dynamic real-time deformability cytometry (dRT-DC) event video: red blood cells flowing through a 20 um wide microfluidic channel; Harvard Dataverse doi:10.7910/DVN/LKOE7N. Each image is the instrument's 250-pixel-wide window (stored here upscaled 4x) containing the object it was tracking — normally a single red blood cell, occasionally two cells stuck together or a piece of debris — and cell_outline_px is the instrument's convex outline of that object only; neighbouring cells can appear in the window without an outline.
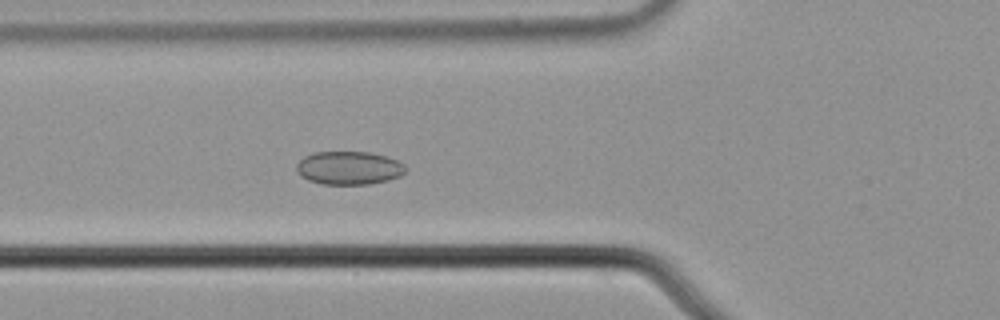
{"species": "common noctule bat (a hibernating species)", "species_latin": "Nyctalus noctula", "temperature_condition": "cold", "stored_images_in_passage": 49, "camera_frame_rate_fps": 3000, "um_per_image_px": 0.085, "animal": {"sex": "male", "body_mass_g": 21.5, "forearm_length_mm": 52.0}, "frame": {"image": 1, "passage_image": 19, "time_ms": 6.0, "image_size_px": [1000, 320], "cell_outline_px": [[408, 168], [400, 176], [388, 180], [368, 184], [320, 184], [308, 180], [300, 176], [296, 172], [296, 164], [304, 156], [312, 152], [368, 152], [388, 156], [404, 164]], "centroid_in_image_um": [29.64, 14.27], "position_along_channel_um": 96.2, "area_um2": 21.39}}
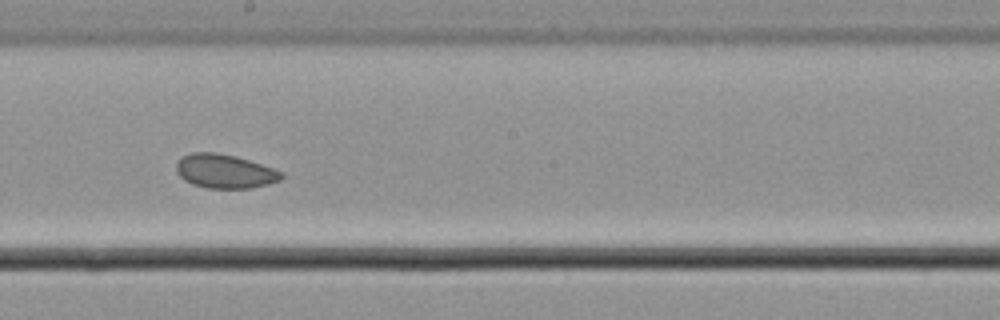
{"frame": {"image": 2, "passage_image": 30, "time_ms": 9.667, "image_size_px": [1000, 320], "cell_outline_px": [[284, 176], [280, 180], [268, 184], [252, 188], [208, 188], [192, 184], [184, 180], [176, 172], [176, 164], [184, 156], [192, 152], [216, 152], [236, 156], [284, 172]], "centroid_in_image_um": [19.11, 14.56], "position_along_channel_um": 229.1, "area_um2": 20.75}}
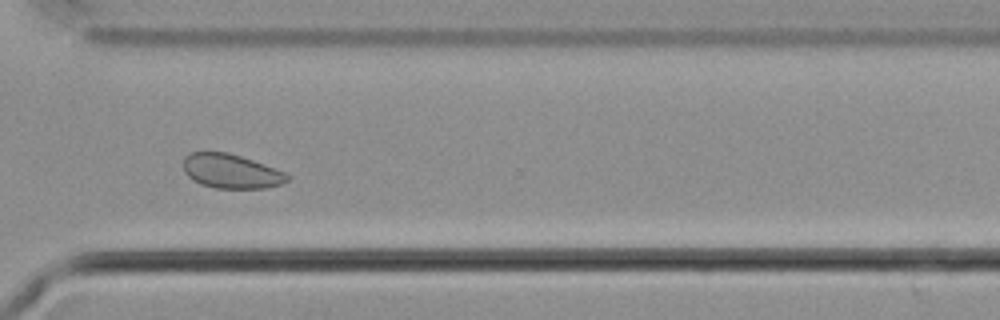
{"frame": {"image": 3, "passage_image": 40, "time_ms": 13.0, "image_size_px": [1000, 320], "cell_outline_px": [[288, 180], [280, 184], [264, 188], [216, 188], [200, 184], [192, 180], [184, 172], [184, 156], [192, 152], [228, 152], [252, 160], [284, 172], [288, 176]], "centroid_in_image_um": [19.59, 14.55], "position_along_channel_um": 351.0, "area_um2": 20.52}, "authors_computed_cell_mechanics": {"area_um2": 21.964, "velocity_mm_per_s": 3.6323, "shape_relaxation_time_tau1_ms": null, "shape_relaxation_time_tau2_ms": 2.2647, "deformation_change_tau1": null, "deformation_change_tau2": 0.053}}